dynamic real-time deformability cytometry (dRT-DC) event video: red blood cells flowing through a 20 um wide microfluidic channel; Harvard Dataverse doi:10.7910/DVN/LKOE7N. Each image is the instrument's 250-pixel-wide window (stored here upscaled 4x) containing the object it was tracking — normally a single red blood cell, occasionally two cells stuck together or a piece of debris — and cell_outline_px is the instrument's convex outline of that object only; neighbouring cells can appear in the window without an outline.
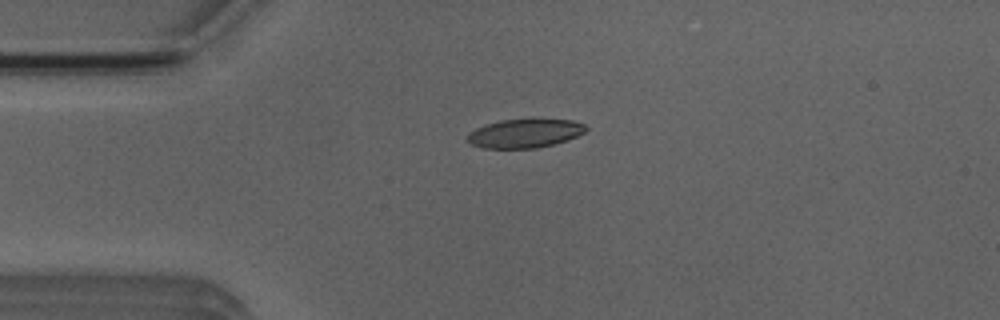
{"species": "Egyptian fruit bat (a non-hibernating species)", "species_latin": "Rousettus aegyptiacus", "temperature_condition": "room temperature", "stored_images_in_passage": 43, "camera_frame_rate_fps": 3000, "um_per_image_px": 0.085, "animal": {"sex": "male"}, "frame": {"image": 1, "passage_image": 5, "time_ms": 1.333, "image_size_px": [1000, 320], "cell_outline_px": [[588, 128], [584, 132], [568, 140], [536, 148], [484, 148], [472, 144], [464, 140], [468, 132], [476, 128], [500, 120], [532, 116], [572, 120], [584, 124]], "centroid_in_image_um": [44.61, 11.28], "position_along_channel_um": 40.4, "area_um2": 20.69}}
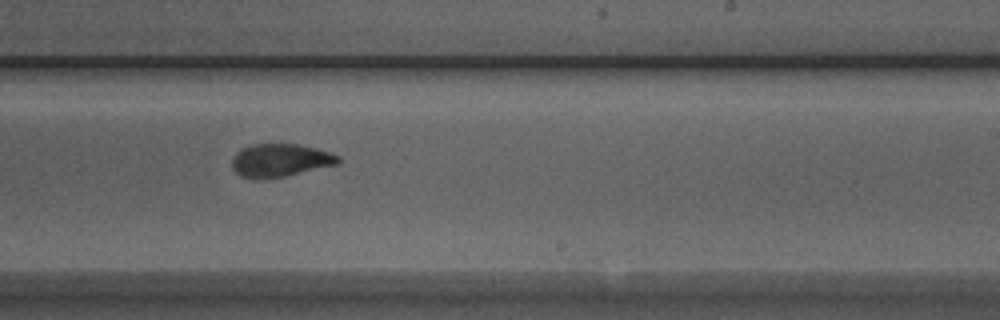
{"frame": {"image": 2, "passage_image": 24, "time_ms": 7.667, "image_size_px": [1000, 320], "cell_outline_px": [[340, 160], [336, 164], [284, 176], [256, 180], [240, 176], [232, 168], [232, 160], [236, 152], [252, 144], [296, 144], [316, 148], [332, 152], [340, 156]], "centroid_in_image_um": [23.79, 13.63], "position_along_channel_um": 265.2, "area_um2": 20.35}}
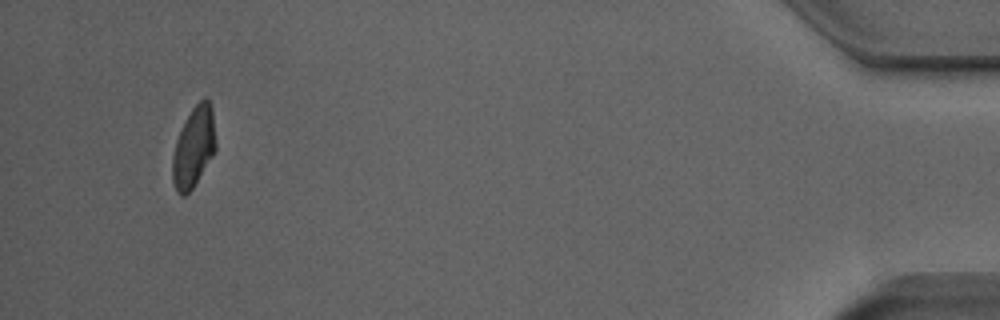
{"frame": {"image": 3, "passage_image": 42, "time_ms": 13.667, "image_size_px": [1000, 320], "cell_outline_px": [[216, 148], [212, 156], [192, 188], [184, 196], [180, 196], [176, 192], [172, 180], [172, 156], [176, 140], [192, 108], [204, 96], [208, 100], [212, 108], [216, 140]], "centroid_in_image_um": [16.46, 12.51], "position_along_channel_um": 418.7, "area_um2": 20.11}}